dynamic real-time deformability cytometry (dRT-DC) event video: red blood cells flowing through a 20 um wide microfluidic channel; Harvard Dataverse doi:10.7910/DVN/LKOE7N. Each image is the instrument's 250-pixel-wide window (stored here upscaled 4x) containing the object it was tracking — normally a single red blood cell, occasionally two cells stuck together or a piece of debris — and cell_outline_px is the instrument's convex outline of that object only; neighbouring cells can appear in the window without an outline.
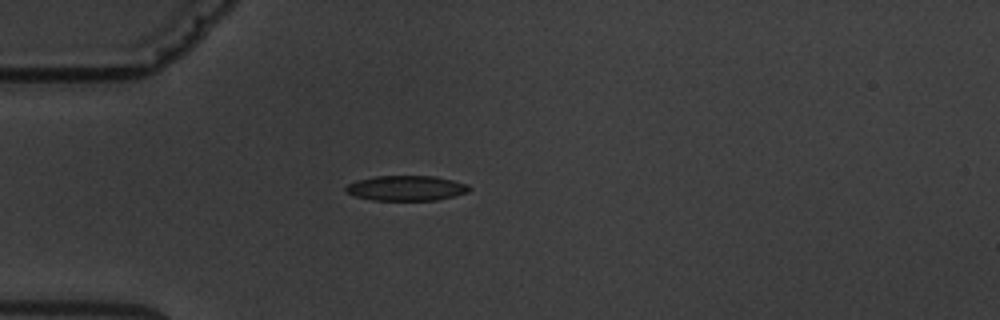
{"species": "common noctule bat (a hibernating species)", "species_latin": "Nyctalus noctula", "temperature_condition": "warm", "stored_images_in_passage": 5, "camera_frame_rate_fps": 3000, "um_per_image_px": 0.085, "animal": {"sex": "male", "body_mass_g": 19.5, "forearm_length_mm": 54.6}, "frame": {"image": 1, "passage_image": 5, "time_ms": 4.667, "image_size_px": [1000, 320], "cell_outline_px": [[472, 188], [468, 192], [436, 200], [372, 200], [356, 196], [344, 192], [344, 188], [348, 184], [356, 180], [376, 176], [436, 176], [468, 184]], "centroid_in_image_um": [34.51, 15.99], "position_along_channel_um": 50.5, "area_um2": 18.09}}